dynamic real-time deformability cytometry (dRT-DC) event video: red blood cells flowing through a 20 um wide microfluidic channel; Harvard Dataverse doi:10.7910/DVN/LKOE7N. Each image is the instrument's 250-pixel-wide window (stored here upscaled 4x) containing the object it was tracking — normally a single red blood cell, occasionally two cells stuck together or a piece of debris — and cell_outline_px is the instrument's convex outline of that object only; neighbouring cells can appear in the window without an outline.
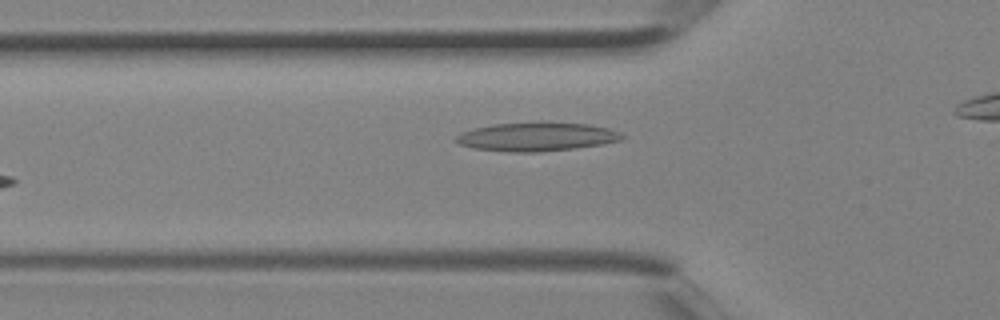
{"species": "Egyptian fruit bat (a non-hibernating species)", "species_latin": "Rousettus aegyptiacus", "temperature_condition": "room temperature", "stored_images_in_passage": 4, "segment_of_instrument_passage": [1, 2], "camera_frame_rate_fps": 3000, "um_per_image_px": 0.085, "animal": {"sex": "female"}, "frame": {"image": 1, "passage_image": 3, "time_ms": 0.667, "image_size_px": [1000, 320], "cell_outline_px": [[624, 136], [620, 140], [604, 144], [540, 152], [508, 152], [472, 148], [460, 144], [456, 140], [456, 136], [460, 132], [472, 128], [492, 124], [588, 124], [608, 128], [620, 132]], "centroid_in_image_um": [45.57, 11.65], "position_along_channel_um": 80.2, "area_um2": 27.05}}